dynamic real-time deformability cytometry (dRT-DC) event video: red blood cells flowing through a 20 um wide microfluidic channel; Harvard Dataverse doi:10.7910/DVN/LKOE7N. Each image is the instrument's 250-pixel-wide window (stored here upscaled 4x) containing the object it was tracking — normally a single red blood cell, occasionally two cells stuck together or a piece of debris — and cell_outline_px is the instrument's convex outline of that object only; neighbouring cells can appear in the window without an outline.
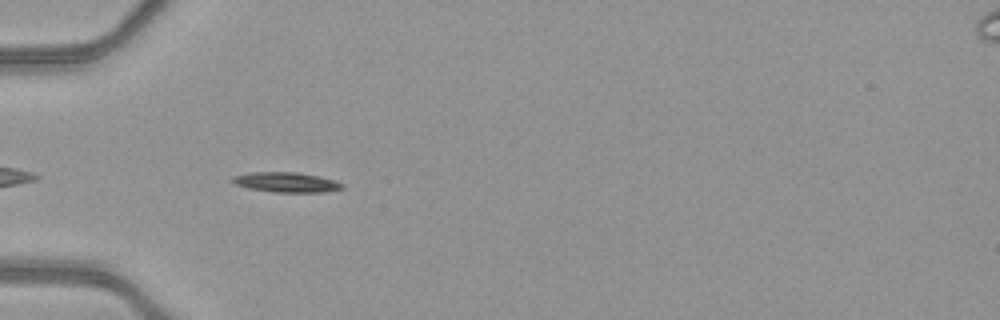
{"species": "common noctule bat (a hibernating species)", "species_latin": "Nyctalus noctula", "temperature_condition": "warm", "stored_images_in_passage": 37, "camera_frame_rate_fps": 3000, "um_per_image_px": 0.085, "animal": {"sex": "female", "body_mass_g": 21.9}, "frame": {"image": 1, "passage_image": 3, "time_ms": 0.667, "image_size_px": [1000, 320], "cell_outline_px": [[344, 188], [324, 192], [272, 192], [248, 188], [236, 184], [232, 180], [232, 176], [248, 172], [296, 172], [320, 176], [336, 180], [344, 184]], "centroid_in_image_um": [24.36, 15.48], "position_along_channel_um": 60.6, "area_um2": 12.89}}
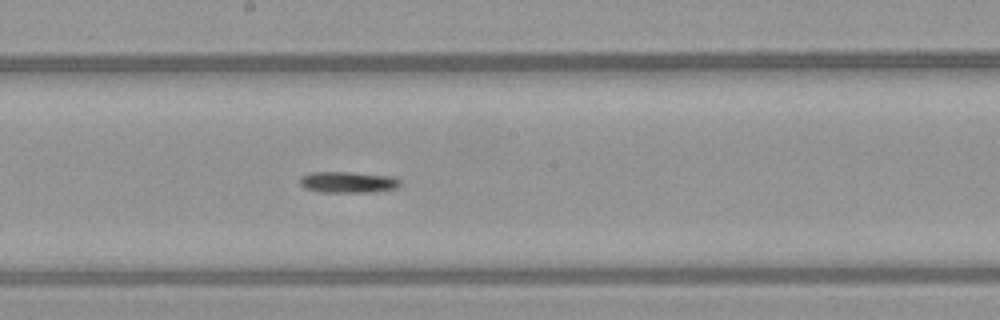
{"frame": {"image": 2, "passage_image": 15, "time_ms": 4.667, "image_size_px": [1000, 320], "cell_outline_px": [[400, 184], [396, 188], [368, 192], [320, 192], [304, 188], [300, 184], [300, 176], [312, 172], [348, 172], [392, 176], [400, 180]], "centroid_in_image_um": [29.54, 15.48], "position_along_channel_um": 218.7, "area_um2": 12.31}}
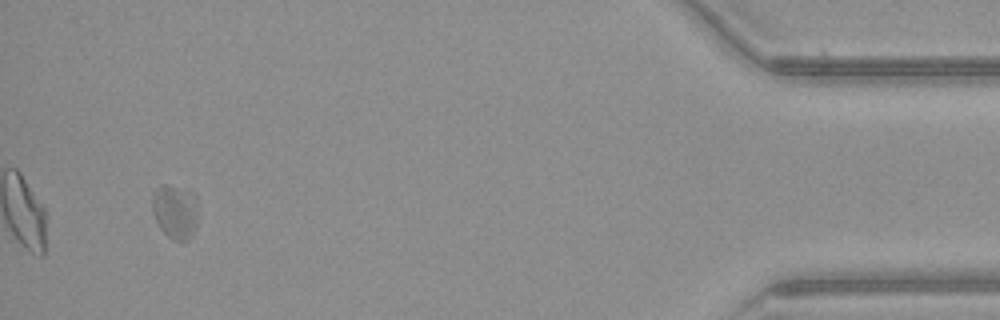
{"frame": {"image": 3, "passage_image": 35, "time_ms": 11.333, "image_size_px": [1000, 320], "cell_outline_px": [[200, 212], [196, 228], [192, 236], [188, 240], [172, 240], [160, 228], [152, 212], [152, 192], [160, 184], [168, 184], [188, 188], [196, 196]], "centroid_in_image_um": [14.93, 17.94], "position_along_channel_um": 420.3, "area_um2": 15.32}}